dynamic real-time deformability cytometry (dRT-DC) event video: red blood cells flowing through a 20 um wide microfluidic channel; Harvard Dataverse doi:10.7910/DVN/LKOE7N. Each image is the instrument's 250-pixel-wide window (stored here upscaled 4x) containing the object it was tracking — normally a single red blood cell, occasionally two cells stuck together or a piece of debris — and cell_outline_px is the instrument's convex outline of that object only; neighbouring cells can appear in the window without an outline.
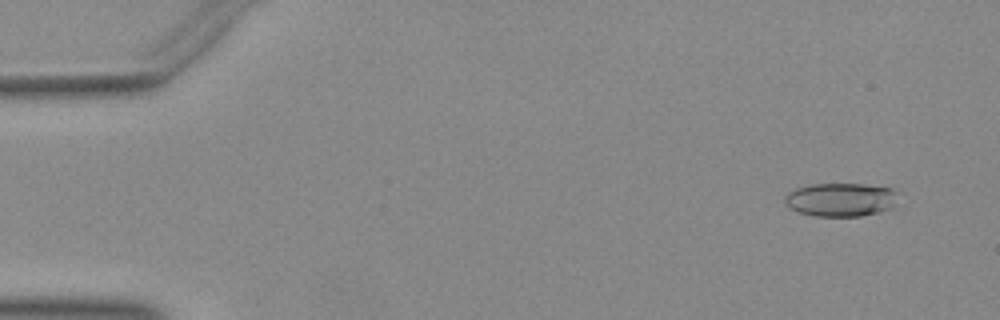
{"species": "Egyptian fruit bat (a non-hibernating species)", "species_latin": "Rousettus aegyptiacus", "temperature_condition": "warm", "stored_images_in_passage": 52, "camera_frame_rate_fps": 3000, "um_per_image_px": 0.085, "animal": {"sex": "female"}, "frame": {"image": 1, "passage_image": 4, "time_ms": 1.0, "image_size_px": [1000, 320], "cell_outline_px": [[900, 192], [892, 208], [880, 212], [860, 216], [816, 216], [800, 212], [788, 208], [784, 200], [784, 196], [788, 192], [796, 188], [812, 184], [864, 184], [892, 188]], "centroid_in_image_um": [71.49, 16.96], "position_along_channel_um": 13.5, "area_um2": 22.37}}
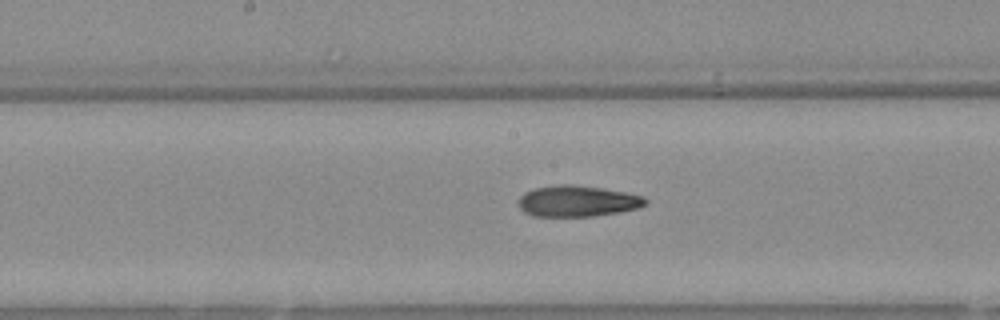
{"frame": {"image": 2, "passage_image": 27, "time_ms": 8.667, "image_size_px": [1000, 320], "cell_outline_px": [[648, 204], [640, 208], [592, 216], [532, 216], [524, 212], [516, 204], [516, 200], [524, 192], [536, 188], [560, 184], [568, 184], [600, 188], [624, 192], [644, 196], [648, 200]], "centroid_in_image_um": [49.05, 17.1], "position_along_channel_um": 199.1, "area_um2": 23.06}}
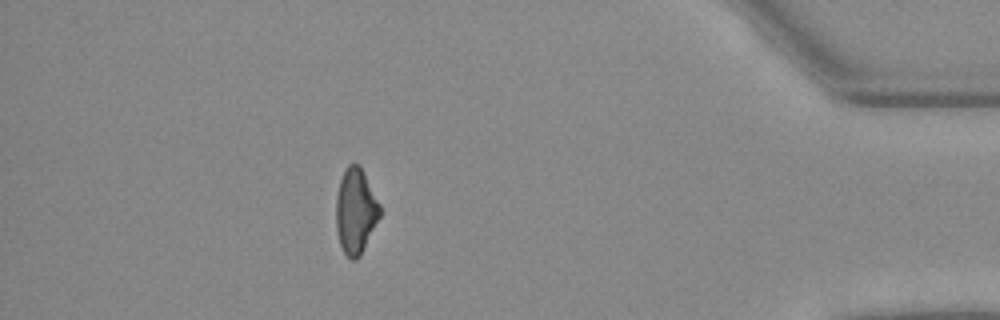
{"frame": {"image": 3, "passage_image": 46, "time_ms": 15.0, "image_size_px": [1000, 320], "cell_outline_px": [[380, 216], [360, 256], [356, 260], [352, 260], [344, 252], [340, 244], [336, 228], [336, 196], [340, 180], [348, 164], [360, 164], [380, 204]], "centroid_in_image_um": [30.23, 17.93], "position_along_channel_um": 405.0, "area_um2": 21.68}}